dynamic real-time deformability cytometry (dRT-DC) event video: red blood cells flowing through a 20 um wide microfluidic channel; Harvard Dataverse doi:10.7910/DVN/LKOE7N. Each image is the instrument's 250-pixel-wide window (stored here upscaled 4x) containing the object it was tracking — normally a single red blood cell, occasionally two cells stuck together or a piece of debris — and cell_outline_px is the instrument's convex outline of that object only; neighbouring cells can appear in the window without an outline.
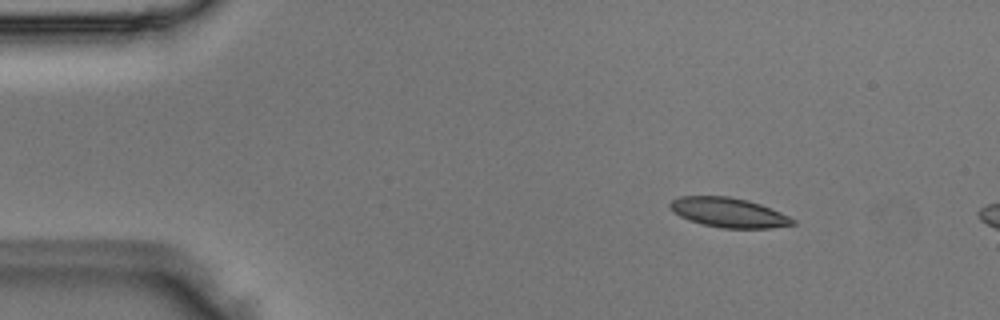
{"species": "Egyptian fruit bat (a non-hibernating species)", "species_latin": "Rousettus aegyptiacus", "temperature_condition": "room temperature", "stored_images_in_passage": 2, "camera_frame_rate_fps": 3000, "um_per_image_px": 0.085, "animal": {"sex": "male"}, "frame": {"image": 1, "passage_image": 1, "time_ms": 0.0, "image_size_px": [1000, 320], "cell_outline_px": [[796, 224], [772, 228], [720, 228], [688, 220], [672, 212], [668, 208], [668, 204], [672, 200], [680, 196], [728, 196], [748, 200], [760, 204], [780, 212], [796, 220]], "centroid_in_image_um": [61.91, 18.06], "position_along_channel_um": 23.1, "area_um2": 21.27}}